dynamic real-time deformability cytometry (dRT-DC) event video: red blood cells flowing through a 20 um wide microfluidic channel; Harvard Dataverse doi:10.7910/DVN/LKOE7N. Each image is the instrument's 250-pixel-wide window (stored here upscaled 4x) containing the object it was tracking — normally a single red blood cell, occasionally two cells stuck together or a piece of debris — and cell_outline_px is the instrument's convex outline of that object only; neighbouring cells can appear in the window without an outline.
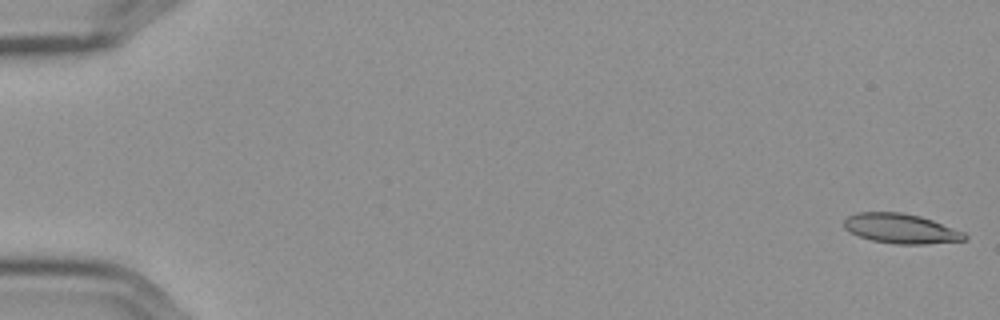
{"species": "Egyptian fruit bat (a non-hibernating species)", "species_latin": "Rousettus aegyptiacus", "temperature_condition": "cold", "stored_images_in_passage": 58, "segment_of_instrument_passage": [1, 2], "camera_frame_rate_fps": 3000, "um_per_image_px": 0.085, "frame": {"image": 1, "passage_image": 1, "time_ms": 0.0, "image_size_px": [1000, 320], "cell_outline_px": [[968, 240], [924, 244], [896, 244], [872, 240], [848, 232], [844, 228], [844, 220], [848, 216], [860, 212], [900, 212], [920, 216], [932, 220], [964, 232], [968, 236]], "centroid_in_image_um": [76.58, 19.43], "position_along_channel_um": 8.4, "area_um2": 20.87}}
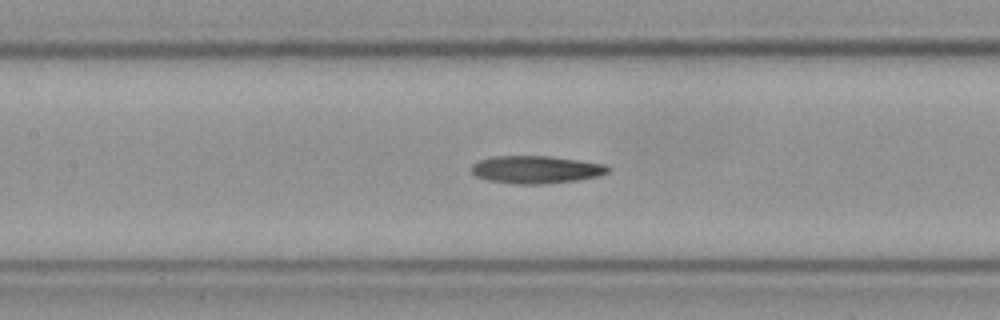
{"frame": {"image": 2, "passage_image": 27, "time_ms": 8.667, "image_size_px": [1000, 320], "cell_outline_px": [[612, 168], [608, 172], [600, 176], [576, 180], [540, 184], [516, 184], [488, 180], [476, 176], [472, 172], [472, 164], [480, 160], [492, 156], [548, 156], [604, 164]], "centroid_in_image_um": [45.56, 14.41], "position_along_channel_um": 161.8, "area_um2": 21.85}}
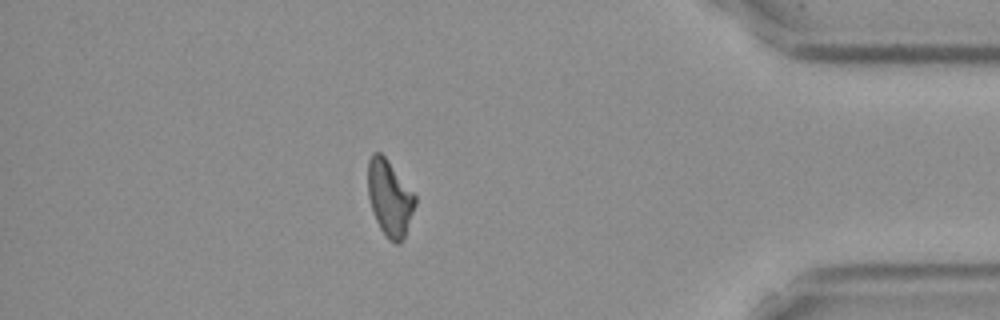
{"frame": {"image": 3, "passage_image": 50, "time_ms": 16.333, "image_size_px": [1000, 320], "cell_outline_px": [[416, 204], [404, 236], [400, 244], [396, 244], [388, 240], [380, 228], [376, 220], [368, 196], [368, 160], [372, 152], [380, 152], [384, 156], [416, 196]], "centroid_in_image_um": [33.11, 16.84], "position_along_channel_um": 402.1, "area_um2": 20.63}}